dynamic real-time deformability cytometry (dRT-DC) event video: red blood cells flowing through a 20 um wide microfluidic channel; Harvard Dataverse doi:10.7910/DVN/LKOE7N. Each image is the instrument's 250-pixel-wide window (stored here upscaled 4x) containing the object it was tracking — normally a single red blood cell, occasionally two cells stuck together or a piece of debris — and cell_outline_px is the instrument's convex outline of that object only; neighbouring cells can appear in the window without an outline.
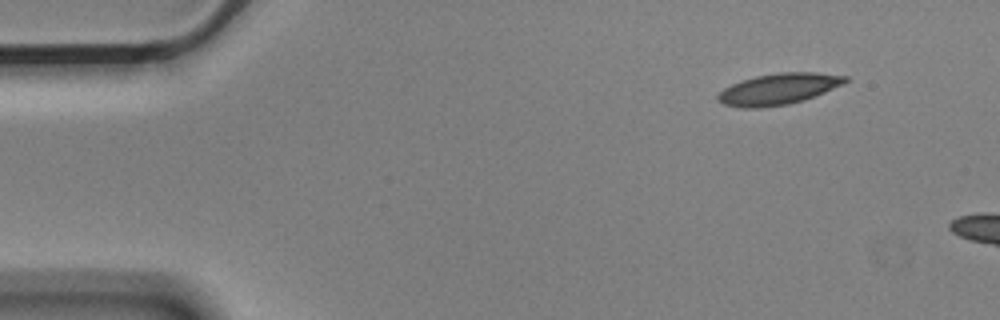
{"species": "Egyptian fruit bat (a non-hibernating species)", "species_latin": "Rousettus aegyptiacus", "temperature_condition": "cold", "stored_images_in_passage": 4, "camera_frame_rate_fps": 3000, "um_per_image_px": 0.085, "animal": {"sex": "male"}, "frame": {"image": 1, "passage_image": 1, "time_ms": 0.0, "image_size_px": [1000, 320], "cell_outline_px": [[848, 80], [844, 84], [804, 100], [788, 104], [760, 108], [740, 108], [724, 104], [716, 100], [716, 96], [724, 88], [732, 84], [756, 76], [780, 72], [816, 72], [848, 76]], "centroid_in_image_um": [66.17, 7.57], "position_along_channel_um": 18.8, "area_um2": 23.12}}